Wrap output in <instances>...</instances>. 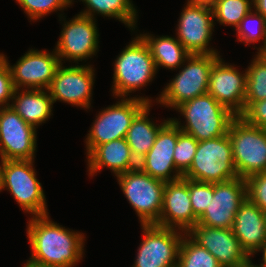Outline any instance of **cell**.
<instances>
[{"instance_id": "1", "label": "cell", "mask_w": 266, "mask_h": 267, "mask_svg": "<svg viewBox=\"0 0 266 267\" xmlns=\"http://www.w3.org/2000/svg\"><path fill=\"white\" fill-rule=\"evenodd\" d=\"M31 247L29 263L40 267H74L84 256V233L52 221L49 214L33 216L26 228Z\"/></svg>"}, {"instance_id": "2", "label": "cell", "mask_w": 266, "mask_h": 267, "mask_svg": "<svg viewBox=\"0 0 266 267\" xmlns=\"http://www.w3.org/2000/svg\"><path fill=\"white\" fill-rule=\"evenodd\" d=\"M175 109L184 116L186 124L181 125L175 117L170 119L198 142L228 134L231 122L237 117L208 93L188 100Z\"/></svg>"}, {"instance_id": "3", "label": "cell", "mask_w": 266, "mask_h": 267, "mask_svg": "<svg viewBox=\"0 0 266 267\" xmlns=\"http://www.w3.org/2000/svg\"><path fill=\"white\" fill-rule=\"evenodd\" d=\"M113 66L112 93L115 98H131L132 92L147 86L157 74L150 49L139 34L122 49Z\"/></svg>"}, {"instance_id": "4", "label": "cell", "mask_w": 266, "mask_h": 267, "mask_svg": "<svg viewBox=\"0 0 266 267\" xmlns=\"http://www.w3.org/2000/svg\"><path fill=\"white\" fill-rule=\"evenodd\" d=\"M220 57V54H191L156 102L175 109L188 100L207 94L212 67Z\"/></svg>"}, {"instance_id": "5", "label": "cell", "mask_w": 266, "mask_h": 267, "mask_svg": "<svg viewBox=\"0 0 266 267\" xmlns=\"http://www.w3.org/2000/svg\"><path fill=\"white\" fill-rule=\"evenodd\" d=\"M34 160L0 161L2 190H8L24 213L33 216L49 214L46 195L36 177Z\"/></svg>"}, {"instance_id": "6", "label": "cell", "mask_w": 266, "mask_h": 267, "mask_svg": "<svg viewBox=\"0 0 266 267\" xmlns=\"http://www.w3.org/2000/svg\"><path fill=\"white\" fill-rule=\"evenodd\" d=\"M183 177L207 183H219L237 178L228 134L199 141L193 162Z\"/></svg>"}, {"instance_id": "7", "label": "cell", "mask_w": 266, "mask_h": 267, "mask_svg": "<svg viewBox=\"0 0 266 267\" xmlns=\"http://www.w3.org/2000/svg\"><path fill=\"white\" fill-rule=\"evenodd\" d=\"M148 97L122 98L102 109L96 116L86 136L87 155L98 145L125 138L132 120L147 105Z\"/></svg>"}, {"instance_id": "8", "label": "cell", "mask_w": 266, "mask_h": 267, "mask_svg": "<svg viewBox=\"0 0 266 267\" xmlns=\"http://www.w3.org/2000/svg\"><path fill=\"white\" fill-rule=\"evenodd\" d=\"M141 225L156 224L163 207L165 183L151 177L139 167L116 176Z\"/></svg>"}, {"instance_id": "9", "label": "cell", "mask_w": 266, "mask_h": 267, "mask_svg": "<svg viewBox=\"0 0 266 267\" xmlns=\"http://www.w3.org/2000/svg\"><path fill=\"white\" fill-rule=\"evenodd\" d=\"M238 177L266 172V129L246 123L237 116L228 130Z\"/></svg>"}, {"instance_id": "10", "label": "cell", "mask_w": 266, "mask_h": 267, "mask_svg": "<svg viewBox=\"0 0 266 267\" xmlns=\"http://www.w3.org/2000/svg\"><path fill=\"white\" fill-rule=\"evenodd\" d=\"M58 17L59 21H64L60 38L55 46L60 62L65 63L64 60H69L79 64L78 61H86L96 56L100 42L96 20L83 14H77L69 21H66L63 14Z\"/></svg>"}, {"instance_id": "11", "label": "cell", "mask_w": 266, "mask_h": 267, "mask_svg": "<svg viewBox=\"0 0 266 267\" xmlns=\"http://www.w3.org/2000/svg\"><path fill=\"white\" fill-rule=\"evenodd\" d=\"M141 227L143 238L131 267H177L179 248L185 233L155 224Z\"/></svg>"}, {"instance_id": "12", "label": "cell", "mask_w": 266, "mask_h": 267, "mask_svg": "<svg viewBox=\"0 0 266 267\" xmlns=\"http://www.w3.org/2000/svg\"><path fill=\"white\" fill-rule=\"evenodd\" d=\"M59 65L48 92L53 104L63 101L73 106L89 109L91 106L95 70L92 65Z\"/></svg>"}, {"instance_id": "13", "label": "cell", "mask_w": 266, "mask_h": 267, "mask_svg": "<svg viewBox=\"0 0 266 267\" xmlns=\"http://www.w3.org/2000/svg\"><path fill=\"white\" fill-rule=\"evenodd\" d=\"M36 128L26 123L10 106L0 108L1 161L34 160Z\"/></svg>"}, {"instance_id": "14", "label": "cell", "mask_w": 266, "mask_h": 267, "mask_svg": "<svg viewBox=\"0 0 266 267\" xmlns=\"http://www.w3.org/2000/svg\"><path fill=\"white\" fill-rule=\"evenodd\" d=\"M0 55L7 62L15 89H48L61 64L55 49L52 53L29 49L14 65L9 63L6 55Z\"/></svg>"}, {"instance_id": "15", "label": "cell", "mask_w": 266, "mask_h": 267, "mask_svg": "<svg viewBox=\"0 0 266 267\" xmlns=\"http://www.w3.org/2000/svg\"><path fill=\"white\" fill-rule=\"evenodd\" d=\"M247 198V183L244 178H234L214 183V195L196 225L231 229L240 205Z\"/></svg>"}, {"instance_id": "16", "label": "cell", "mask_w": 266, "mask_h": 267, "mask_svg": "<svg viewBox=\"0 0 266 267\" xmlns=\"http://www.w3.org/2000/svg\"><path fill=\"white\" fill-rule=\"evenodd\" d=\"M179 18L176 38L190 54H219L209 46L216 24L212 9L186 3Z\"/></svg>"}, {"instance_id": "17", "label": "cell", "mask_w": 266, "mask_h": 267, "mask_svg": "<svg viewBox=\"0 0 266 267\" xmlns=\"http://www.w3.org/2000/svg\"><path fill=\"white\" fill-rule=\"evenodd\" d=\"M239 71L220 57L212 67L208 87V94L237 116L244 111L247 83V71Z\"/></svg>"}, {"instance_id": "18", "label": "cell", "mask_w": 266, "mask_h": 267, "mask_svg": "<svg viewBox=\"0 0 266 267\" xmlns=\"http://www.w3.org/2000/svg\"><path fill=\"white\" fill-rule=\"evenodd\" d=\"M178 139V127L170 119L158 132L153 147L138 162L146 174L164 182H172L183 176L174 164V148ZM173 173V174H172Z\"/></svg>"}, {"instance_id": "19", "label": "cell", "mask_w": 266, "mask_h": 267, "mask_svg": "<svg viewBox=\"0 0 266 267\" xmlns=\"http://www.w3.org/2000/svg\"><path fill=\"white\" fill-rule=\"evenodd\" d=\"M187 234L207 249L222 267H241L251 258L240 245L232 229L195 225Z\"/></svg>"}, {"instance_id": "20", "label": "cell", "mask_w": 266, "mask_h": 267, "mask_svg": "<svg viewBox=\"0 0 266 267\" xmlns=\"http://www.w3.org/2000/svg\"><path fill=\"white\" fill-rule=\"evenodd\" d=\"M198 219L191 206L188 179L166 182L163 191V207L160 218L155 225L177 229L188 233Z\"/></svg>"}, {"instance_id": "21", "label": "cell", "mask_w": 266, "mask_h": 267, "mask_svg": "<svg viewBox=\"0 0 266 267\" xmlns=\"http://www.w3.org/2000/svg\"><path fill=\"white\" fill-rule=\"evenodd\" d=\"M231 229L251 258L266 245L264 212L248 198L240 205Z\"/></svg>"}, {"instance_id": "22", "label": "cell", "mask_w": 266, "mask_h": 267, "mask_svg": "<svg viewBox=\"0 0 266 267\" xmlns=\"http://www.w3.org/2000/svg\"><path fill=\"white\" fill-rule=\"evenodd\" d=\"M87 156L89 175L92 177L102 168H109L117 176L138 167L125 138L96 146Z\"/></svg>"}, {"instance_id": "23", "label": "cell", "mask_w": 266, "mask_h": 267, "mask_svg": "<svg viewBox=\"0 0 266 267\" xmlns=\"http://www.w3.org/2000/svg\"><path fill=\"white\" fill-rule=\"evenodd\" d=\"M11 102L10 107L35 128L53 114V101L47 89H15Z\"/></svg>"}, {"instance_id": "24", "label": "cell", "mask_w": 266, "mask_h": 267, "mask_svg": "<svg viewBox=\"0 0 266 267\" xmlns=\"http://www.w3.org/2000/svg\"><path fill=\"white\" fill-rule=\"evenodd\" d=\"M152 104H147L132 120L126 134V141L133 157L137 162L153 147L159 130L170 120L166 119L161 124L150 120L149 112Z\"/></svg>"}, {"instance_id": "25", "label": "cell", "mask_w": 266, "mask_h": 267, "mask_svg": "<svg viewBox=\"0 0 266 267\" xmlns=\"http://www.w3.org/2000/svg\"><path fill=\"white\" fill-rule=\"evenodd\" d=\"M140 36L150 49L157 72L159 67L171 70L180 69L191 55L177 38L167 35L155 37L149 33H141Z\"/></svg>"}, {"instance_id": "26", "label": "cell", "mask_w": 266, "mask_h": 267, "mask_svg": "<svg viewBox=\"0 0 266 267\" xmlns=\"http://www.w3.org/2000/svg\"><path fill=\"white\" fill-rule=\"evenodd\" d=\"M86 5V9L80 14L93 19L99 14L103 17L115 18L121 21L130 30L134 31L137 27V10L132 0H80Z\"/></svg>"}, {"instance_id": "27", "label": "cell", "mask_w": 266, "mask_h": 267, "mask_svg": "<svg viewBox=\"0 0 266 267\" xmlns=\"http://www.w3.org/2000/svg\"><path fill=\"white\" fill-rule=\"evenodd\" d=\"M177 267H222L217 259L204 247L196 243L187 233L181 240Z\"/></svg>"}, {"instance_id": "28", "label": "cell", "mask_w": 266, "mask_h": 267, "mask_svg": "<svg viewBox=\"0 0 266 267\" xmlns=\"http://www.w3.org/2000/svg\"><path fill=\"white\" fill-rule=\"evenodd\" d=\"M252 8L253 0H217L212 9L213 18L220 25L233 26L236 29Z\"/></svg>"}, {"instance_id": "29", "label": "cell", "mask_w": 266, "mask_h": 267, "mask_svg": "<svg viewBox=\"0 0 266 267\" xmlns=\"http://www.w3.org/2000/svg\"><path fill=\"white\" fill-rule=\"evenodd\" d=\"M247 83L245 102L266 100V62L256 54L251 64L246 68Z\"/></svg>"}, {"instance_id": "30", "label": "cell", "mask_w": 266, "mask_h": 267, "mask_svg": "<svg viewBox=\"0 0 266 267\" xmlns=\"http://www.w3.org/2000/svg\"><path fill=\"white\" fill-rule=\"evenodd\" d=\"M235 30L239 42H243L245 45H250V43L255 44V42H260V40H262L263 45L257 48V50L259 52L265 48L266 18L262 14L257 13L255 10L252 9L242 19L239 26Z\"/></svg>"}, {"instance_id": "31", "label": "cell", "mask_w": 266, "mask_h": 267, "mask_svg": "<svg viewBox=\"0 0 266 267\" xmlns=\"http://www.w3.org/2000/svg\"><path fill=\"white\" fill-rule=\"evenodd\" d=\"M198 146V141L178 128V139L174 148V164L183 176L190 168Z\"/></svg>"}, {"instance_id": "32", "label": "cell", "mask_w": 266, "mask_h": 267, "mask_svg": "<svg viewBox=\"0 0 266 267\" xmlns=\"http://www.w3.org/2000/svg\"><path fill=\"white\" fill-rule=\"evenodd\" d=\"M73 0H16L30 21H37L51 12L63 11L72 6Z\"/></svg>"}, {"instance_id": "33", "label": "cell", "mask_w": 266, "mask_h": 267, "mask_svg": "<svg viewBox=\"0 0 266 267\" xmlns=\"http://www.w3.org/2000/svg\"><path fill=\"white\" fill-rule=\"evenodd\" d=\"M188 188L194 216L199 219L209 206L210 195H214V183L188 179Z\"/></svg>"}, {"instance_id": "34", "label": "cell", "mask_w": 266, "mask_h": 267, "mask_svg": "<svg viewBox=\"0 0 266 267\" xmlns=\"http://www.w3.org/2000/svg\"><path fill=\"white\" fill-rule=\"evenodd\" d=\"M245 180L247 198L262 211H266V172L250 175Z\"/></svg>"}, {"instance_id": "35", "label": "cell", "mask_w": 266, "mask_h": 267, "mask_svg": "<svg viewBox=\"0 0 266 267\" xmlns=\"http://www.w3.org/2000/svg\"><path fill=\"white\" fill-rule=\"evenodd\" d=\"M239 116L250 125L266 129V100L245 102Z\"/></svg>"}, {"instance_id": "36", "label": "cell", "mask_w": 266, "mask_h": 267, "mask_svg": "<svg viewBox=\"0 0 266 267\" xmlns=\"http://www.w3.org/2000/svg\"><path fill=\"white\" fill-rule=\"evenodd\" d=\"M14 90L10 69L5 59L0 55V108L10 106Z\"/></svg>"}, {"instance_id": "37", "label": "cell", "mask_w": 266, "mask_h": 267, "mask_svg": "<svg viewBox=\"0 0 266 267\" xmlns=\"http://www.w3.org/2000/svg\"><path fill=\"white\" fill-rule=\"evenodd\" d=\"M217 0H187V4L213 9Z\"/></svg>"}, {"instance_id": "38", "label": "cell", "mask_w": 266, "mask_h": 267, "mask_svg": "<svg viewBox=\"0 0 266 267\" xmlns=\"http://www.w3.org/2000/svg\"><path fill=\"white\" fill-rule=\"evenodd\" d=\"M253 8L266 18V0H253Z\"/></svg>"}, {"instance_id": "39", "label": "cell", "mask_w": 266, "mask_h": 267, "mask_svg": "<svg viewBox=\"0 0 266 267\" xmlns=\"http://www.w3.org/2000/svg\"><path fill=\"white\" fill-rule=\"evenodd\" d=\"M260 252H262L263 254H262V260H260L262 263H260L259 265L261 267H266V245L262 250H260Z\"/></svg>"}, {"instance_id": "40", "label": "cell", "mask_w": 266, "mask_h": 267, "mask_svg": "<svg viewBox=\"0 0 266 267\" xmlns=\"http://www.w3.org/2000/svg\"><path fill=\"white\" fill-rule=\"evenodd\" d=\"M241 267H261L260 265L253 264L252 258L245 262Z\"/></svg>"}, {"instance_id": "41", "label": "cell", "mask_w": 266, "mask_h": 267, "mask_svg": "<svg viewBox=\"0 0 266 267\" xmlns=\"http://www.w3.org/2000/svg\"><path fill=\"white\" fill-rule=\"evenodd\" d=\"M266 62V46L261 51L257 52Z\"/></svg>"}, {"instance_id": "42", "label": "cell", "mask_w": 266, "mask_h": 267, "mask_svg": "<svg viewBox=\"0 0 266 267\" xmlns=\"http://www.w3.org/2000/svg\"><path fill=\"white\" fill-rule=\"evenodd\" d=\"M23 267H40V266H37V265H34V264H31L29 263L28 261H26V263L24 264Z\"/></svg>"}, {"instance_id": "43", "label": "cell", "mask_w": 266, "mask_h": 267, "mask_svg": "<svg viewBox=\"0 0 266 267\" xmlns=\"http://www.w3.org/2000/svg\"><path fill=\"white\" fill-rule=\"evenodd\" d=\"M2 191V186H1V170H0V192Z\"/></svg>"}, {"instance_id": "44", "label": "cell", "mask_w": 266, "mask_h": 267, "mask_svg": "<svg viewBox=\"0 0 266 267\" xmlns=\"http://www.w3.org/2000/svg\"><path fill=\"white\" fill-rule=\"evenodd\" d=\"M263 212H264L265 226H266V211H263Z\"/></svg>"}]
</instances>
